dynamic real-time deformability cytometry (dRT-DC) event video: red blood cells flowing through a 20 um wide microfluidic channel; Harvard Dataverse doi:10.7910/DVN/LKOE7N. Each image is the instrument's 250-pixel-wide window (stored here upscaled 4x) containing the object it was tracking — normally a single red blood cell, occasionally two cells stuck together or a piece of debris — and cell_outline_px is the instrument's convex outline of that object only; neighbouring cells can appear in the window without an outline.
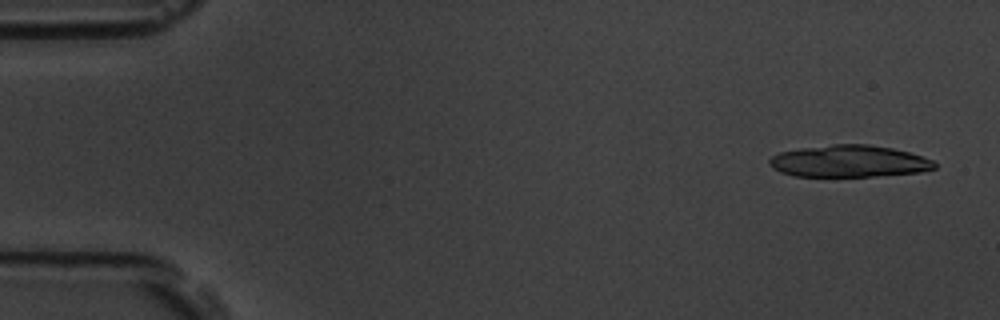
{"species": "common noctule bat (a hibernating species)", "species_latin": "Nyctalus noctula", "temperature_condition": "room temperature", "stored_images_in_passage": 40, "camera_frame_rate_fps": 3000, "um_per_image_px": 0.085, "animal": {"sex": "male", "body_mass_g": 19.5, "forearm_length_mm": 54.6}, "frame": {"image": 1, "passage_image": 3, "time_ms": 0.667, "image_size_px": [1000, 320], "cell_outline_px": [[936, 168], [920, 172], [872, 176], [796, 176], [780, 172], [772, 168], [768, 164], [768, 160], [772, 156], [780, 152], [800, 148], [832, 144], [868, 144], [892, 148], [908, 152], [932, 160], [936, 164]], "centroid_in_image_um": [72.13, 13.7], "position_along_channel_um": 12.9, "area_um2": 30.63}}
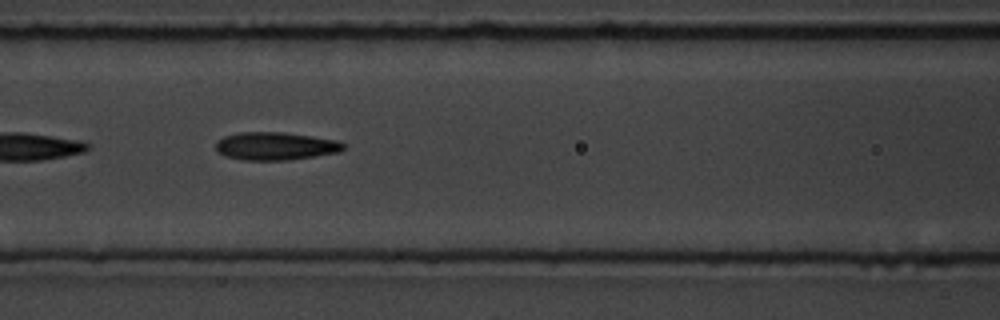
{"frame": {"image": 2, "passage_image": 25, "time_ms": 8.0, "image_size_px": [1000, 320], "cell_outline_px": [[344, 148], [340, 152], [288, 160], [244, 160], [224, 156], [216, 148], [216, 140], [224, 136], [240, 132], [284, 132], [312, 136], [336, 140], [344, 144]], "centroid_in_image_um": [23.4, 12.41], "position_along_channel_um": 143.2, "area_um2": 20.75}}
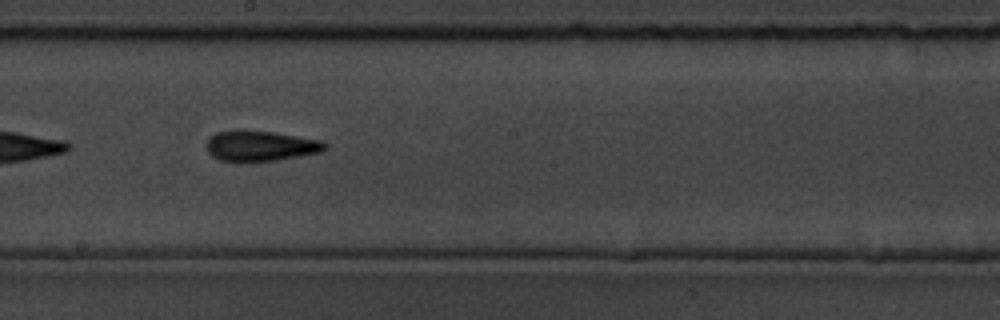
{"frame": {"image": 3, "passage_image": 32, "time_ms": 10.333, "image_size_px": [1000, 320], "cell_outline_px": [[328, 148], [320, 152], [300, 156], [276, 160], [220, 160], [212, 156], [208, 152], [204, 144], [208, 136], [216, 132], [240, 128], [244, 128], [272, 132], [320, 140], [328, 144]], "centroid_in_image_um": [22.09, 12.35], "position_along_channel_um": 226.1, "area_um2": 21.21}}